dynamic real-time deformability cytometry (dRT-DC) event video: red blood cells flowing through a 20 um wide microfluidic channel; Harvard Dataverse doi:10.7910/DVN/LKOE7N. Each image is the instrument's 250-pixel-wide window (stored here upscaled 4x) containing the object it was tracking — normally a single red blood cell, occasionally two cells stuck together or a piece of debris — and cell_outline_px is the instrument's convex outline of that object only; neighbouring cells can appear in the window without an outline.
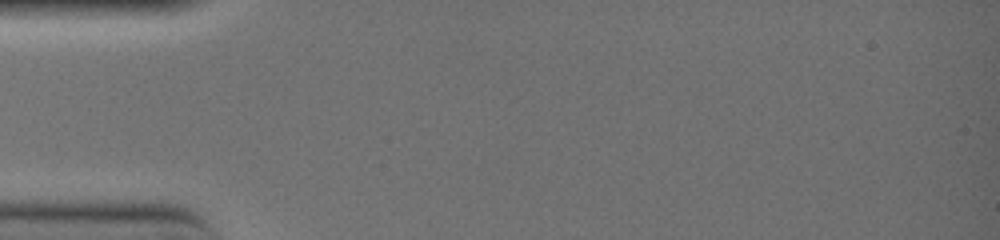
{"species": "common noctule bat (a hibernating species)", "species_latin": "Nyctalus noctula", "temperature_condition": "warm", "stored_images_in_passage": 2, "camera_frame_rate_fps": 3000, "um_per_image_px": 0.085, "animal": {"sex": "female", "body_mass_g": 19.0, "forearm_length_mm": 51.5}, "frame": {"image": 1, "passage_image": 1, "time_ms": 0.0, "image_size_px": [1000, 240], "cell_outline_px": [[148, 160], [144, 164], [128, 168], [56, 168], [20, 164], [24, 160], [48, 152]], "centroid_in_image_um": [6.88, 13.72], "position_along_channel_um": 78.1, "area_um2": 10.0}}